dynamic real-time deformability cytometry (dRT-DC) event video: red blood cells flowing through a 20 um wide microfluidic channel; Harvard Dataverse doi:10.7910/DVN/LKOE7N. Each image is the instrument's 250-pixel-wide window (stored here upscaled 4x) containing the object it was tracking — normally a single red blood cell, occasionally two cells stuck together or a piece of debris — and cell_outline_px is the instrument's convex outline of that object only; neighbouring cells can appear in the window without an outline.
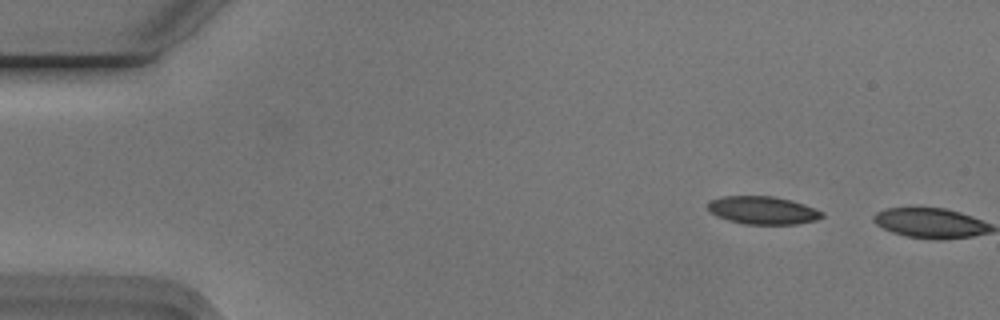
{"species": "Egyptian fruit bat (a non-hibernating species)", "species_latin": "Rousettus aegyptiacus", "temperature_condition": "cold", "stored_images_in_passage": 3, "camera_frame_rate_fps": 3000, "um_per_image_px": 0.085, "animal": {"sex": "male"}, "frame": {"image": 1, "passage_image": 2, "time_ms": 0.333, "image_size_px": [1000, 320], "cell_outline_px": [[824, 216], [816, 220], [796, 224], [744, 224], [728, 220], [716, 216], [708, 208], [708, 200], [720, 196], [772, 196], [792, 200], [804, 204], [824, 212]], "centroid_in_image_um": [64.83, 17.87], "position_along_channel_um": 20.2, "area_um2": 18.67}}